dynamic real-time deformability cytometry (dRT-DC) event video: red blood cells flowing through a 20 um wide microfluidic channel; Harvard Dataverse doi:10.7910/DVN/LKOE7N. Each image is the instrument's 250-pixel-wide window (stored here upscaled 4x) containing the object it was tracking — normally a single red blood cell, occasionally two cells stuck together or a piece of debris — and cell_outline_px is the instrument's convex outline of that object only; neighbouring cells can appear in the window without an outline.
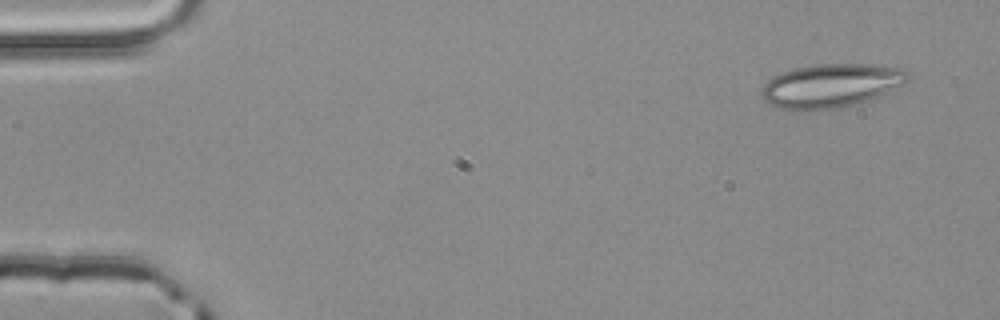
{"species": "common noctule bat (a hibernating species)", "species_latin": "Nyctalus noctula", "temperature_condition": "room temperature", "stored_images_in_passage": 4, "camera_frame_rate_fps": 3000, "um_per_image_px": 0.085, "animal": {"sex": "male", "body_mass_g": 20.4}, "frame": {"image": 1, "passage_image": 1, "time_ms": 0.0, "image_size_px": [1000, 320], "cell_outline_px": [[908, 80], [904, 84], [868, 100], [844, 108], [812, 112], [788, 112], [776, 108], [764, 100], [760, 96], [760, 92], [764, 84], [772, 76], [780, 72], [792, 68], [816, 64], [880, 64], [900, 68], [908, 76]], "centroid_in_image_um": [70.53, 7.32], "position_along_channel_um": 14.5, "area_um2": 38.32}}